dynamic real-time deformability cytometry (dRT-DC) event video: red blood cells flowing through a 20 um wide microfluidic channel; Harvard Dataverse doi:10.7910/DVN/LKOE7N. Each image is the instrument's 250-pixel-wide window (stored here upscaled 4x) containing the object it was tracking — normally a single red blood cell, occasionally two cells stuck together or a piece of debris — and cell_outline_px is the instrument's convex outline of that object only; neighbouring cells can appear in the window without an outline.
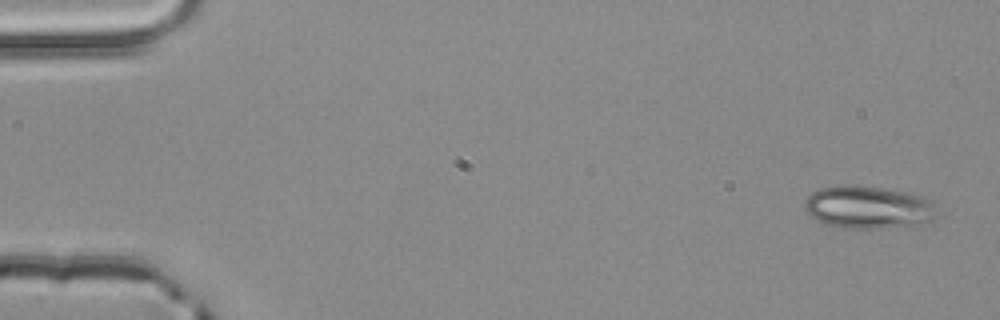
{"species": "common noctule bat (a hibernating species)", "species_latin": "Nyctalus noctula", "temperature_condition": "room temperature", "stored_images_in_passage": 4, "camera_frame_rate_fps": 3000, "um_per_image_px": 0.085, "animal": {"sex": "male", "body_mass_g": 20.4}, "frame": {"image": 1, "passage_image": 1, "time_ms": 0.0, "image_size_px": [1000, 320], "cell_outline_px": [[944, 216], [920, 224], [888, 228], [844, 228], [824, 224], [816, 220], [804, 208], [804, 204], [808, 196], [812, 192], [820, 188], [880, 188], [908, 192], [924, 196], [932, 200]], "centroid_in_image_um": [73.95, 17.67], "position_along_channel_um": 11.1, "area_um2": 32.71}}